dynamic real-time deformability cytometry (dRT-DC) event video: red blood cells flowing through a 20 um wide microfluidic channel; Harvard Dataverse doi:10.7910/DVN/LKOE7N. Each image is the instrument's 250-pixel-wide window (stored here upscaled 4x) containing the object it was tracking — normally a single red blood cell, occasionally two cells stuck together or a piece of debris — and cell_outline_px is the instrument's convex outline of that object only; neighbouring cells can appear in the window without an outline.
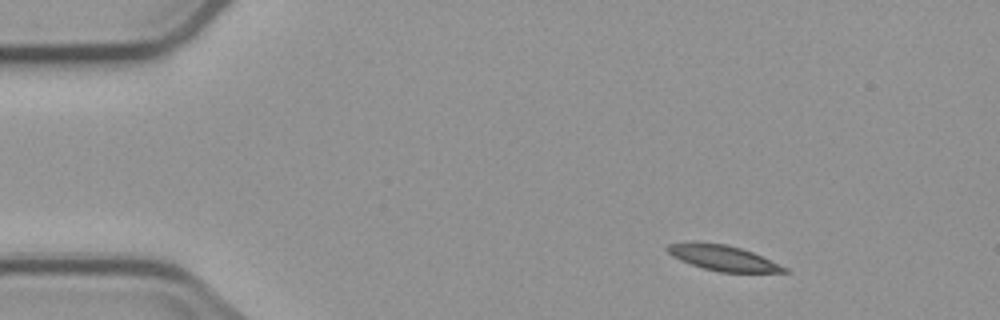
{"species": "common noctule bat (a hibernating species)", "species_latin": "Nyctalus noctula", "temperature_condition": "cold", "stored_images_in_passage": 3, "camera_frame_rate_fps": 3000, "um_per_image_px": 0.085, "animal": {"sex": "male", "body_mass_g": 23.1, "forearm_length_mm": 52.7}, "frame": {"image": 1, "passage_image": 1, "time_ms": 0.0, "image_size_px": [1000, 320], "cell_outline_px": [[792, 272], [720, 272], [704, 268], [680, 260], [672, 256], [664, 248], [668, 244], [724, 244], [740, 248], [752, 252], [788, 268]], "centroid_in_image_um": [61.51, 21.96], "position_along_channel_um": 23.5, "area_um2": 16.59}}